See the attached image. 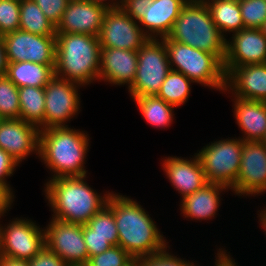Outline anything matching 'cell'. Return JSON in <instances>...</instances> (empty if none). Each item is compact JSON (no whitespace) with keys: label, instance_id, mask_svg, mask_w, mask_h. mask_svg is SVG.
Listing matches in <instances>:
<instances>
[{"label":"cell","instance_id":"obj_1","mask_svg":"<svg viewBox=\"0 0 266 266\" xmlns=\"http://www.w3.org/2000/svg\"><path fill=\"white\" fill-rule=\"evenodd\" d=\"M107 204L114 213L118 246L132 258L146 257L170 248L153 219L136 200L112 191Z\"/></svg>","mask_w":266,"mask_h":266},{"label":"cell","instance_id":"obj_2","mask_svg":"<svg viewBox=\"0 0 266 266\" xmlns=\"http://www.w3.org/2000/svg\"><path fill=\"white\" fill-rule=\"evenodd\" d=\"M86 176L53 178L46 182L44 191L54 212L52 218L84 225L107 205L111 193L98 194L85 181Z\"/></svg>","mask_w":266,"mask_h":266},{"label":"cell","instance_id":"obj_3","mask_svg":"<svg viewBox=\"0 0 266 266\" xmlns=\"http://www.w3.org/2000/svg\"><path fill=\"white\" fill-rule=\"evenodd\" d=\"M89 135L69 126L40 130L39 158L52 171L53 178L84 176Z\"/></svg>","mask_w":266,"mask_h":266},{"label":"cell","instance_id":"obj_4","mask_svg":"<svg viewBox=\"0 0 266 266\" xmlns=\"http://www.w3.org/2000/svg\"><path fill=\"white\" fill-rule=\"evenodd\" d=\"M101 45L97 36L56 33L54 75L78 84L99 80Z\"/></svg>","mask_w":266,"mask_h":266},{"label":"cell","instance_id":"obj_5","mask_svg":"<svg viewBox=\"0 0 266 266\" xmlns=\"http://www.w3.org/2000/svg\"><path fill=\"white\" fill-rule=\"evenodd\" d=\"M167 37L171 41L212 53L224 62L227 39L214 24L211 12L204 2L188 0Z\"/></svg>","mask_w":266,"mask_h":266},{"label":"cell","instance_id":"obj_6","mask_svg":"<svg viewBox=\"0 0 266 266\" xmlns=\"http://www.w3.org/2000/svg\"><path fill=\"white\" fill-rule=\"evenodd\" d=\"M162 39L172 70L183 73L193 83L219 91L226 89L223 63L214 54L171 41L168 37Z\"/></svg>","mask_w":266,"mask_h":266},{"label":"cell","instance_id":"obj_7","mask_svg":"<svg viewBox=\"0 0 266 266\" xmlns=\"http://www.w3.org/2000/svg\"><path fill=\"white\" fill-rule=\"evenodd\" d=\"M135 79L128 88L132 98L156 96L171 70L163 39L149 38L137 51Z\"/></svg>","mask_w":266,"mask_h":266},{"label":"cell","instance_id":"obj_8","mask_svg":"<svg viewBox=\"0 0 266 266\" xmlns=\"http://www.w3.org/2000/svg\"><path fill=\"white\" fill-rule=\"evenodd\" d=\"M244 141L239 137L221 139L203 146L197 153L208 183L235 187Z\"/></svg>","mask_w":266,"mask_h":266},{"label":"cell","instance_id":"obj_9","mask_svg":"<svg viewBox=\"0 0 266 266\" xmlns=\"http://www.w3.org/2000/svg\"><path fill=\"white\" fill-rule=\"evenodd\" d=\"M45 229L29 219L0 224V256L29 261L45 247Z\"/></svg>","mask_w":266,"mask_h":266},{"label":"cell","instance_id":"obj_10","mask_svg":"<svg viewBox=\"0 0 266 266\" xmlns=\"http://www.w3.org/2000/svg\"><path fill=\"white\" fill-rule=\"evenodd\" d=\"M45 245L68 266H85L88 262L81 224L52 218L45 229Z\"/></svg>","mask_w":266,"mask_h":266},{"label":"cell","instance_id":"obj_11","mask_svg":"<svg viewBox=\"0 0 266 266\" xmlns=\"http://www.w3.org/2000/svg\"><path fill=\"white\" fill-rule=\"evenodd\" d=\"M73 81H67L54 76L44 87L45 90V115L44 130L51 127L68 126L70 121L80 110L81 87ZM79 95V96H78Z\"/></svg>","mask_w":266,"mask_h":266},{"label":"cell","instance_id":"obj_12","mask_svg":"<svg viewBox=\"0 0 266 266\" xmlns=\"http://www.w3.org/2000/svg\"><path fill=\"white\" fill-rule=\"evenodd\" d=\"M2 38L8 62L30 61L55 65L56 36H42L19 29Z\"/></svg>","mask_w":266,"mask_h":266},{"label":"cell","instance_id":"obj_13","mask_svg":"<svg viewBox=\"0 0 266 266\" xmlns=\"http://www.w3.org/2000/svg\"><path fill=\"white\" fill-rule=\"evenodd\" d=\"M101 48H118L138 51L149 39L137 21L129 17L121 7L108 9L99 33Z\"/></svg>","mask_w":266,"mask_h":266},{"label":"cell","instance_id":"obj_14","mask_svg":"<svg viewBox=\"0 0 266 266\" xmlns=\"http://www.w3.org/2000/svg\"><path fill=\"white\" fill-rule=\"evenodd\" d=\"M238 196L266 192V146L261 141H244L235 187Z\"/></svg>","mask_w":266,"mask_h":266},{"label":"cell","instance_id":"obj_15","mask_svg":"<svg viewBox=\"0 0 266 266\" xmlns=\"http://www.w3.org/2000/svg\"><path fill=\"white\" fill-rule=\"evenodd\" d=\"M264 63H266V36L261 29L243 28L233 33L230 40H226L223 68Z\"/></svg>","mask_w":266,"mask_h":266},{"label":"cell","instance_id":"obj_16","mask_svg":"<svg viewBox=\"0 0 266 266\" xmlns=\"http://www.w3.org/2000/svg\"><path fill=\"white\" fill-rule=\"evenodd\" d=\"M37 126L22 119H0V148L20 165L31 153L39 154Z\"/></svg>","mask_w":266,"mask_h":266},{"label":"cell","instance_id":"obj_17","mask_svg":"<svg viewBox=\"0 0 266 266\" xmlns=\"http://www.w3.org/2000/svg\"><path fill=\"white\" fill-rule=\"evenodd\" d=\"M107 10L105 6L89 0H70L56 26V33H81L98 37Z\"/></svg>","mask_w":266,"mask_h":266},{"label":"cell","instance_id":"obj_18","mask_svg":"<svg viewBox=\"0 0 266 266\" xmlns=\"http://www.w3.org/2000/svg\"><path fill=\"white\" fill-rule=\"evenodd\" d=\"M226 75V91L233 97L266 102V63L223 68ZM229 89V90H228Z\"/></svg>","mask_w":266,"mask_h":266},{"label":"cell","instance_id":"obj_19","mask_svg":"<svg viewBox=\"0 0 266 266\" xmlns=\"http://www.w3.org/2000/svg\"><path fill=\"white\" fill-rule=\"evenodd\" d=\"M162 166L171 185L182 198L208 184L197 153L190 160L175 156L166 157L163 159Z\"/></svg>","mask_w":266,"mask_h":266},{"label":"cell","instance_id":"obj_20","mask_svg":"<svg viewBox=\"0 0 266 266\" xmlns=\"http://www.w3.org/2000/svg\"><path fill=\"white\" fill-rule=\"evenodd\" d=\"M137 51L101 48L99 81L113 85H132L137 70Z\"/></svg>","mask_w":266,"mask_h":266},{"label":"cell","instance_id":"obj_21","mask_svg":"<svg viewBox=\"0 0 266 266\" xmlns=\"http://www.w3.org/2000/svg\"><path fill=\"white\" fill-rule=\"evenodd\" d=\"M188 0H154L147 5L143 18L138 22L148 38L160 39L167 37ZM148 30V31H147Z\"/></svg>","mask_w":266,"mask_h":266},{"label":"cell","instance_id":"obj_22","mask_svg":"<svg viewBox=\"0 0 266 266\" xmlns=\"http://www.w3.org/2000/svg\"><path fill=\"white\" fill-rule=\"evenodd\" d=\"M234 116L243 141H261L266 133V102L234 97Z\"/></svg>","mask_w":266,"mask_h":266},{"label":"cell","instance_id":"obj_23","mask_svg":"<svg viewBox=\"0 0 266 266\" xmlns=\"http://www.w3.org/2000/svg\"><path fill=\"white\" fill-rule=\"evenodd\" d=\"M230 189L218 183H208L195 193L181 200V214L194 220H210L216 215L220 204L221 192Z\"/></svg>","mask_w":266,"mask_h":266},{"label":"cell","instance_id":"obj_24","mask_svg":"<svg viewBox=\"0 0 266 266\" xmlns=\"http://www.w3.org/2000/svg\"><path fill=\"white\" fill-rule=\"evenodd\" d=\"M55 65H43L30 61L8 62L6 76L18 87L44 88L54 75Z\"/></svg>","mask_w":266,"mask_h":266},{"label":"cell","instance_id":"obj_25","mask_svg":"<svg viewBox=\"0 0 266 266\" xmlns=\"http://www.w3.org/2000/svg\"><path fill=\"white\" fill-rule=\"evenodd\" d=\"M206 4L214 24L224 37V33H236L244 28L239 0H209Z\"/></svg>","mask_w":266,"mask_h":266},{"label":"cell","instance_id":"obj_26","mask_svg":"<svg viewBox=\"0 0 266 266\" xmlns=\"http://www.w3.org/2000/svg\"><path fill=\"white\" fill-rule=\"evenodd\" d=\"M20 115L19 119L44 130L45 90L33 86L18 88Z\"/></svg>","mask_w":266,"mask_h":266},{"label":"cell","instance_id":"obj_27","mask_svg":"<svg viewBox=\"0 0 266 266\" xmlns=\"http://www.w3.org/2000/svg\"><path fill=\"white\" fill-rule=\"evenodd\" d=\"M19 29L42 36H56V26L34 0H20Z\"/></svg>","mask_w":266,"mask_h":266},{"label":"cell","instance_id":"obj_28","mask_svg":"<svg viewBox=\"0 0 266 266\" xmlns=\"http://www.w3.org/2000/svg\"><path fill=\"white\" fill-rule=\"evenodd\" d=\"M148 124L154 127H168L173 121L175 106L157 96H141L132 98Z\"/></svg>","mask_w":266,"mask_h":266},{"label":"cell","instance_id":"obj_29","mask_svg":"<svg viewBox=\"0 0 266 266\" xmlns=\"http://www.w3.org/2000/svg\"><path fill=\"white\" fill-rule=\"evenodd\" d=\"M190 83L193 82L183 73L171 69L156 96L175 107L181 106L189 98Z\"/></svg>","mask_w":266,"mask_h":266},{"label":"cell","instance_id":"obj_30","mask_svg":"<svg viewBox=\"0 0 266 266\" xmlns=\"http://www.w3.org/2000/svg\"><path fill=\"white\" fill-rule=\"evenodd\" d=\"M83 236L108 238L112 246H118V231L112 208L107 204L83 225Z\"/></svg>","mask_w":266,"mask_h":266},{"label":"cell","instance_id":"obj_31","mask_svg":"<svg viewBox=\"0 0 266 266\" xmlns=\"http://www.w3.org/2000/svg\"><path fill=\"white\" fill-rule=\"evenodd\" d=\"M18 87L6 76H0V119H19Z\"/></svg>","mask_w":266,"mask_h":266},{"label":"cell","instance_id":"obj_32","mask_svg":"<svg viewBox=\"0 0 266 266\" xmlns=\"http://www.w3.org/2000/svg\"><path fill=\"white\" fill-rule=\"evenodd\" d=\"M244 28L261 29L266 21V0H239Z\"/></svg>","mask_w":266,"mask_h":266},{"label":"cell","instance_id":"obj_33","mask_svg":"<svg viewBox=\"0 0 266 266\" xmlns=\"http://www.w3.org/2000/svg\"><path fill=\"white\" fill-rule=\"evenodd\" d=\"M20 1L0 0V36L19 30Z\"/></svg>","mask_w":266,"mask_h":266},{"label":"cell","instance_id":"obj_34","mask_svg":"<svg viewBox=\"0 0 266 266\" xmlns=\"http://www.w3.org/2000/svg\"><path fill=\"white\" fill-rule=\"evenodd\" d=\"M131 258L121 246H112L103 253L89 257L85 266H123Z\"/></svg>","mask_w":266,"mask_h":266},{"label":"cell","instance_id":"obj_35","mask_svg":"<svg viewBox=\"0 0 266 266\" xmlns=\"http://www.w3.org/2000/svg\"><path fill=\"white\" fill-rule=\"evenodd\" d=\"M167 247L157 253L140 258L141 266H196L194 262L181 259L174 254L168 253Z\"/></svg>","mask_w":266,"mask_h":266},{"label":"cell","instance_id":"obj_36","mask_svg":"<svg viewBox=\"0 0 266 266\" xmlns=\"http://www.w3.org/2000/svg\"><path fill=\"white\" fill-rule=\"evenodd\" d=\"M45 16L55 25L60 22L70 0H34Z\"/></svg>","mask_w":266,"mask_h":266},{"label":"cell","instance_id":"obj_37","mask_svg":"<svg viewBox=\"0 0 266 266\" xmlns=\"http://www.w3.org/2000/svg\"><path fill=\"white\" fill-rule=\"evenodd\" d=\"M18 162L0 148V185L14 198V193L6 178L13 175Z\"/></svg>","mask_w":266,"mask_h":266},{"label":"cell","instance_id":"obj_38","mask_svg":"<svg viewBox=\"0 0 266 266\" xmlns=\"http://www.w3.org/2000/svg\"><path fill=\"white\" fill-rule=\"evenodd\" d=\"M154 0H121L123 11L135 21L139 22L143 16L147 5H152Z\"/></svg>","mask_w":266,"mask_h":266},{"label":"cell","instance_id":"obj_39","mask_svg":"<svg viewBox=\"0 0 266 266\" xmlns=\"http://www.w3.org/2000/svg\"><path fill=\"white\" fill-rule=\"evenodd\" d=\"M29 266H68L57 254L46 246L31 260Z\"/></svg>","mask_w":266,"mask_h":266},{"label":"cell","instance_id":"obj_40","mask_svg":"<svg viewBox=\"0 0 266 266\" xmlns=\"http://www.w3.org/2000/svg\"><path fill=\"white\" fill-rule=\"evenodd\" d=\"M87 247L88 259L91 256L98 255L110 249L112 245L108 242V238L100 236H84Z\"/></svg>","mask_w":266,"mask_h":266},{"label":"cell","instance_id":"obj_41","mask_svg":"<svg viewBox=\"0 0 266 266\" xmlns=\"http://www.w3.org/2000/svg\"><path fill=\"white\" fill-rule=\"evenodd\" d=\"M14 198L0 185V218L11 209Z\"/></svg>","mask_w":266,"mask_h":266},{"label":"cell","instance_id":"obj_42","mask_svg":"<svg viewBox=\"0 0 266 266\" xmlns=\"http://www.w3.org/2000/svg\"><path fill=\"white\" fill-rule=\"evenodd\" d=\"M8 61L6 57L5 45L2 36H0V76L6 75Z\"/></svg>","mask_w":266,"mask_h":266},{"label":"cell","instance_id":"obj_43","mask_svg":"<svg viewBox=\"0 0 266 266\" xmlns=\"http://www.w3.org/2000/svg\"><path fill=\"white\" fill-rule=\"evenodd\" d=\"M0 266H29L28 261L0 256Z\"/></svg>","mask_w":266,"mask_h":266},{"label":"cell","instance_id":"obj_44","mask_svg":"<svg viewBox=\"0 0 266 266\" xmlns=\"http://www.w3.org/2000/svg\"><path fill=\"white\" fill-rule=\"evenodd\" d=\"M92 3L100 4L102 6H105L108 9H115L119 8L121 6V0H110L106 2L107 0H89Z\"/></svg>","mask_w":266,"mask_h":266},{"label":"cell","instance_id":"obj_45","mask_svg":"<svg viewBox=\"0 0 266 266\" xmlns=\"http://www.w3.org/2000/svg\"><path fill=\"white\" fill-rule=\"evenodd\" d=\"M259 216V221L261 223V226L263 227V230L265 231L266 234V208L260 211Z\"/></svg>","mask_w":266,"mask_h":266},{"label":"cell","instance_id":"obj_46","mask_svg":"<svg viewBox=\"0 0 266 266\" xmlns=\"http://www.w3.org/2000/svg\"><path fill=\"white\" fill-rule=\"evenodd\" d=\"M123 266H141V264H140V258H131Z\"/></svg>","mask_w":266,"mask_h":266},{"label":"cell","instance_id":"obj_47","mask_svg":"<svg viewBox=\"0 0 266 266\" xmlns=\"http://www.w3.org/2000/svg\"><path fill=\"white\" fill-rule=\"evenodd\" d=\"M261 31H262L263 34L266 36V21H265V23L262 25Z\"/></svg>","mask_w":266,"mask_h":266},{"label":"cell","instance_id":"obj_48","mask_svg":"<svg viewBox=\"0 0 266 266\" xmlns=\"http://www.w3.org/2000/svg\"><path fill=\"white\" fill-rule=\"evenodd\" d=\"M261 142L266 146V133H265L264 137L262 138Z\"/></svg>","mask_w":266,"mask_h":266},{"label":"cell","instance_id":"obj_49","mask_svg":"<svg viewBox=\"0 0 266 266\" xmlns=\"http://www.w3.org/2000/svg\"><path fill=\"white\" fill-rule=\"evenodd\" d=\"M190 1H196V2H204V3H206L209 0H190Z\"/></svg>","mask_w":266,"mask_h":266}]
</instances>
